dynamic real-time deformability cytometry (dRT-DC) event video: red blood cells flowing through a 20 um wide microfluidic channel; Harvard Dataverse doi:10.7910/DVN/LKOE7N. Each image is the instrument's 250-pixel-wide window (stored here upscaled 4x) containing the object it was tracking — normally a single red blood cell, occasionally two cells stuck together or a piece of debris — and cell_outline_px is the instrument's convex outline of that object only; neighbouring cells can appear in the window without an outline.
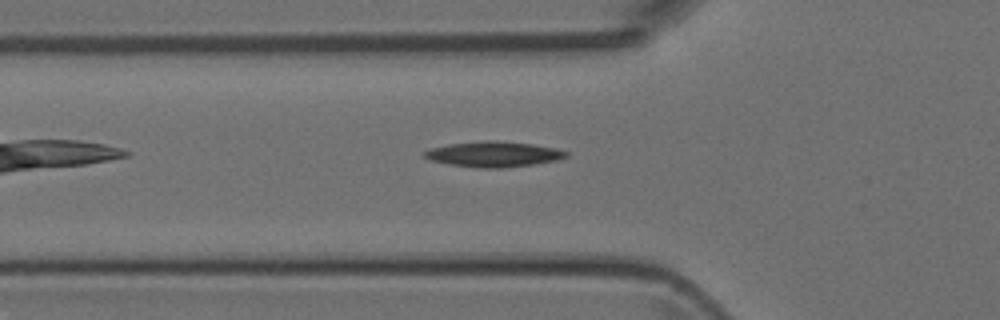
{"species": "Egyptian fruit bat (a non-hibernating species)", "species_latin": "Rousettus aegyptiacus", "temperature_condition": "room temperature", "stored_images_in_passage": 33, "camera_frame_rate_fps": 3000, "um_per_image_px": 0.085, "animal": {"sex": "female"}, "frame": {"image": 1, "passage_image": 2, "time_ms": 0.333, "image_size_px": [1000, 320], "cell_outline_px": [[568, 156], [556, 160], [532, 164], [504, 168], [480, 168], [448, 164], [432, 160], [424, 156], [424, 152], [428, 148], [448, 144], [484, 140], [496, 140], [532, 144], [556, 148], [568, 152]], "centroid_in_image_um": [41.94, 13.1], "position_along_channel_um": 83.9, "area_um2": 20.98}}
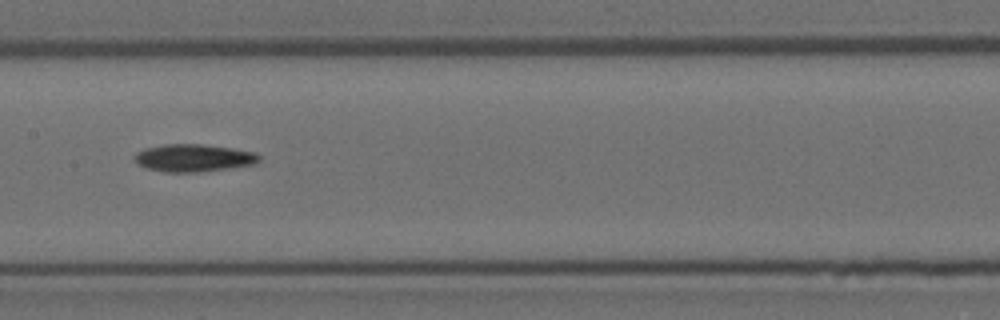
{"frame": {"image": 2, "passage_image": 10, "time_ms": 3.0, "image_size_px": [1000, 320], "cell_outline_px": [[260, 160], [256, 164], [200, 172], [164, 172], [144, 168], [136, 164], [132, 156], [136, 152], [144, 148], [164, 144], [200, 144], [232, 148], [256, 152], [260, 156]], "centroid_in_image_um": [16.4, 13.42], "position_along_channel_um": 191.0, "area_um2": 20.29}}
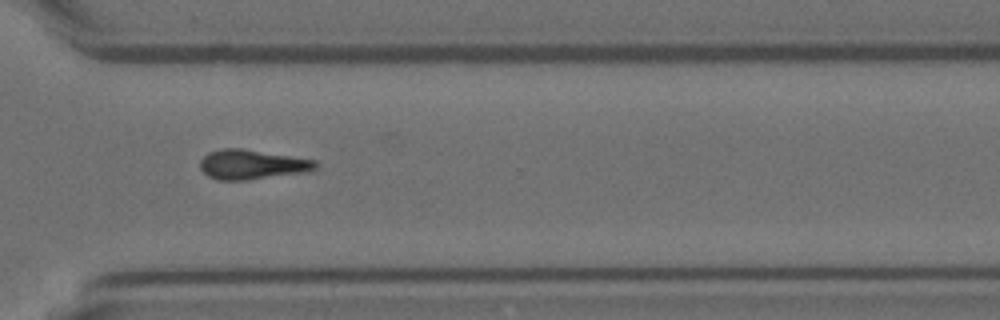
{"frame": {"image": 3, "passage_image": 22, "time_ms": 7.0, "image_size_px": [1000, 320], "cell_outline_px": [[316, 168], [304, 172], [248, 180], [220, 180], [208, 176], [200, 168], [200, 160], [208, 152], [220, 148], [244, 148], [316, 160]], "centroid_in_image_um": [21.38, 13.97], "position_along_channel_um": 349.2, "area_um2": 19.94}}